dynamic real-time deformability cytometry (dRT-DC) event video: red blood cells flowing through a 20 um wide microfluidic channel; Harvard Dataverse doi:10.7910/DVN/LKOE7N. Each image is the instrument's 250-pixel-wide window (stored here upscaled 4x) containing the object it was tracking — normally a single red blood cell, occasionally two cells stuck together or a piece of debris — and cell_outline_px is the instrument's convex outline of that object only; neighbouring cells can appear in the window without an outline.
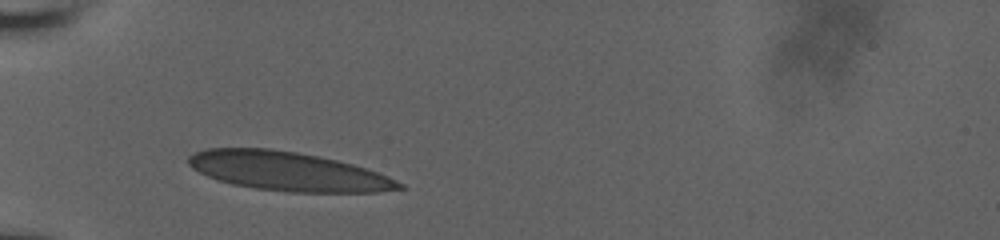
{"species": "human", "species_latin": "Homo sapiens", "temperature_condition": "room temperature", "stored_images_in_passage": 30, "camera_frame_rate_fps": 3000, "um_per_image_px": 0.085, "donor": {"sex": "male"}, "frame": {"image": 1, "passage_image": 1, "time_ms": 0.0, "image_size_px": [1000, 240], "cell_outline_px": [[404, 188], [380, 192], [288, 192], [256, 188], [232, 184], [216, 180], [192, 168], [188, 164], [188, 156], [196, 152], [208, 148], [272, 148], [296, 152], [336, 160], [352, 164], [388, 176], [404, 184]], "centroid_in_image_um": [24.46, 14.56], "position_along_channel_um": 60.5, "area_um2": 47.57}}
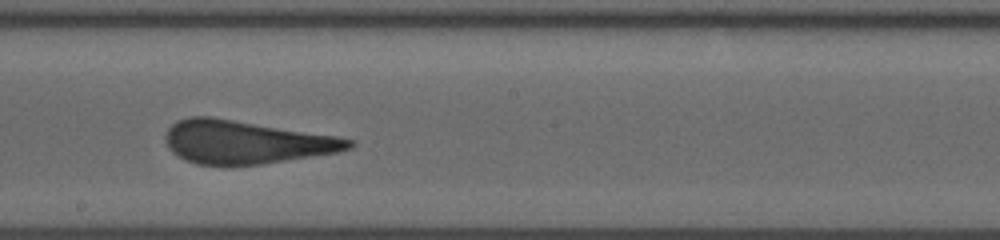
{"frame": {"image": 2, "passage_image": 15, "time_ms": 4.667, "image_size_px": [1000, 240], "cell_outline_px": [[356, 144], [352, 148], [340, 152], [260, 164], [196, 164], [184, 160], [172, 152], [168, 148], [164, 136], [168, 128], [176, 120], [188, 116], [212, 116], [336, 136], [356, 140]], "centroid_in_image_um": [20.89, 12.06], "position_along_channel_um": 227.3, "area_um2": 46.24}}
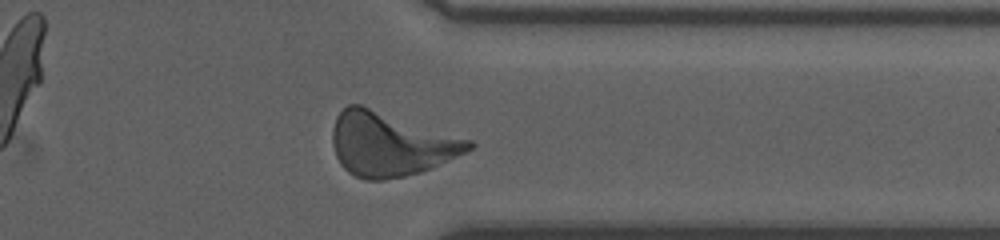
{"frame": {"image": 3, "passage_image": 27, "time_ms": 8.667, "image_size_px": [1000, 240], "cell_outline_px": [[476, 144], [472, 148], [456, 156], [420, 172], [404, 176], [384, 180], [364, 180], [348, 172], [340, 164], [336, 156], [332, 144], [332, 128], [336, 116], [348, 104], [360, 104], [472, 140]], "centroid_in_image_um": [33.14, 12.24], "position_along_channel_um": 378.3, "area_um2": 50.4}, "authors_computed_cell_mechanics": {"area_um2": 46.1244, "velocity_mm_per_s": 3.8127, "shape_relaxation_time_tau1_ms": 8.4594, "shape_relaxation_time_tau2_ms": 0.9041, "deformation_change_tau1": 0.2215, "deformation_change_tau2": 0.0701}}